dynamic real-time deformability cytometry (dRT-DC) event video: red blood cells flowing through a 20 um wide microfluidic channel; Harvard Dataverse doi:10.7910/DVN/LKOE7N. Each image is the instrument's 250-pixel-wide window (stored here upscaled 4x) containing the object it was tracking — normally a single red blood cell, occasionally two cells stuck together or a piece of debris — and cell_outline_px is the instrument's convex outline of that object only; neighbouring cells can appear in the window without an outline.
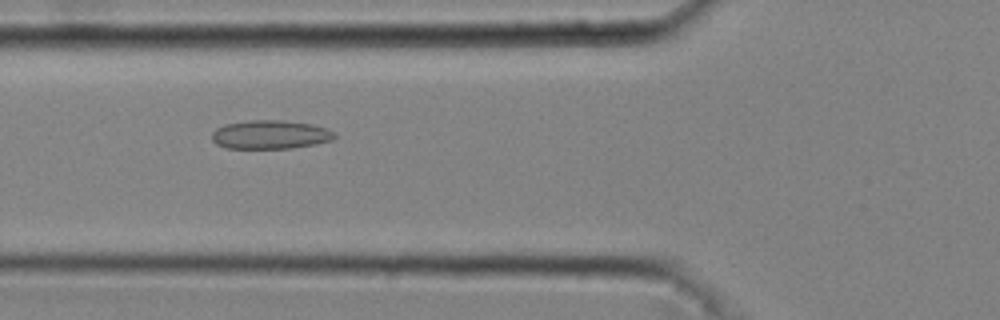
{"species": "common noctule bat (a hibernating species)", "species_latin": "Nyctalus noctula", "temperature_condition": "cold", "stored_images_in_passage": 34, "camera_frame_rate_fps": 3000, "um_per_image_px": 0.085, "animal": {"sex": "male", "body_mass_g": 20.4}, "frame": {"image": 1, "passage_image": 9, "time_ms": 2.667, "image_size_px": [1000, 320], "cell_outline_px": [[336, 136], [332, 140], [316, 144], [292, 148], [224, 148], [216, 144], [212, 140], [212, 132], [216, 128], [224, 124], [248, 120], [284, 120], [312, 124], [336, 132]], "centroid_in_image_um": [22.96, 11.44], "position_along_channel_um": 102.8, "area_um2": 20.69}}
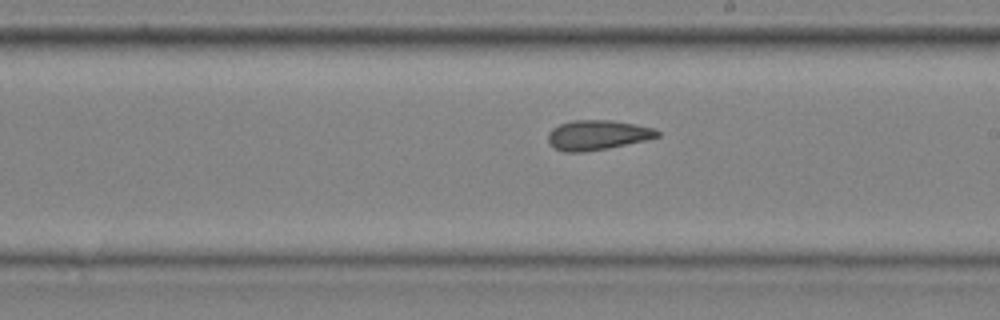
{"frame": {"image": 2, "passage_image": 19, "time_ms": 6.0, "image_size_px": [1000, 320], "cell_outline_px": [[660, 136], [644, 140], [608, 148], [584, 152], [564, 152], [556, 148], [548, 140], [548, 132], [552, 128], [560, 124], [572, 120], [608, 120], [636, 124], [652, 128], [660, 132]], "centroid_in_image_um": [50.76, 11.47], "position_along_channel_um": 238.2, "area_um2": 18.79}}
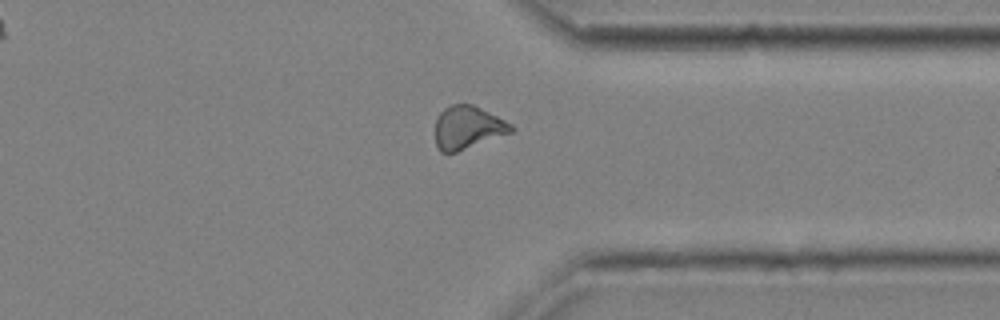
{"frame": {"image": 3, "passage_image": 29, "time_ms": 9.333, "image_size_px": [1000, 320], "cell_outline_px": [[516, 128], [512, 132], [456, 152], [440, 152], [436, 144], [436, 120], [440, 112], [444, 108], [452, 104], [472, 104], [512, 124]], "centroid_in_image_um": [39.75, 10.83], "position_along_channel_um": 371.7, "area_um2": 18.79}, "authors_computed_cell_mechanics": {"area_um2": 18.8428, "velocity_mm_per_s": 4.0597, "shape_relaxation_time_tau1_ms": null, "shape_relaxation_time_tau2_ms": 4.6452, "deformation_change_tau1": null, "deformation_change_tau2": 0.1296}}